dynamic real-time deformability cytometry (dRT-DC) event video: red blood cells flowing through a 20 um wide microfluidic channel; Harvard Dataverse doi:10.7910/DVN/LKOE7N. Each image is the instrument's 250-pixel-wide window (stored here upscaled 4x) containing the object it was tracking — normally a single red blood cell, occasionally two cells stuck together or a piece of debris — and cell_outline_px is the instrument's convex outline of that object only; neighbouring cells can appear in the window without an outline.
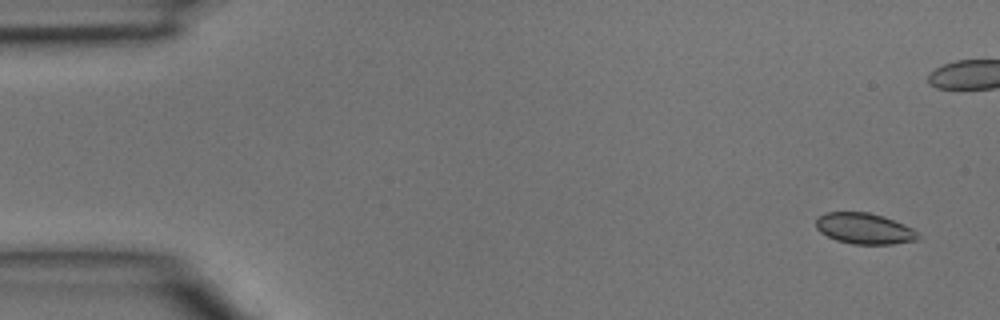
{"species": "common noctule bat (a hibernating species)", "species_latin": "Nyctalus noctula", "temperature_condition": "room temperature", "stored_images_in_passage": 7, "camera_frame_rate_fps": 3000, "um_per_image_px": 0.085, "animal": {"sex": "male", "body_mass_g": 15.6}, "frame": {"image": 1, "passage_image": 1, "time_ms": 0.0, "image_size_px": [1000, 320], "cell_outline_px": [[920, 240], [892, 244], [852, 244], [836, 240], [820, 232], [816, 228], [816, 220], [824, 212], [868, 212], [884, 216], [904, 224], [912, 228], [920, 236]], "centroid_in_image_um": [73.49, 19.43], "position_along_channel_um": 11.5, "area_um2": 18.5}}
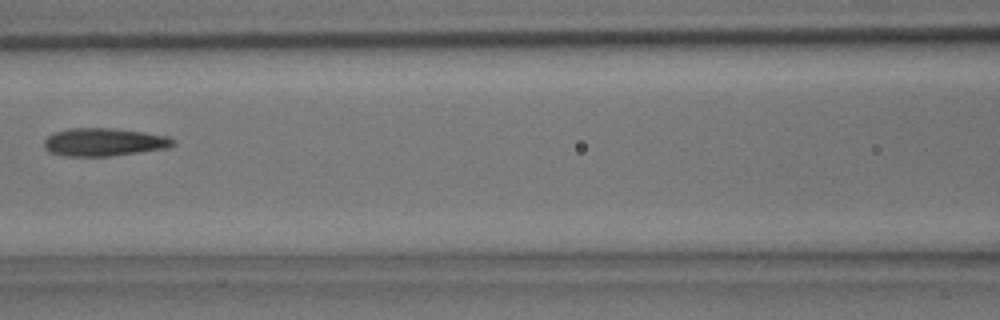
{"frame": {"image": 2, "passage_image": 7, "time_ms": 2.0, "image_size_px": [1000, 320], "cell_outline_px": [[176, 144], [168, 148], [112, 156], [68, 156], [52, 152], [44, 148], [44, 140], [48, 136], [56, 132], [72, 128], [108, 128], [144, 132], [168, 136]], "centroid_in_image_um": [8.86, 12.08], "position_along_channel_um": 157.7, "area_um2": 20.81}}